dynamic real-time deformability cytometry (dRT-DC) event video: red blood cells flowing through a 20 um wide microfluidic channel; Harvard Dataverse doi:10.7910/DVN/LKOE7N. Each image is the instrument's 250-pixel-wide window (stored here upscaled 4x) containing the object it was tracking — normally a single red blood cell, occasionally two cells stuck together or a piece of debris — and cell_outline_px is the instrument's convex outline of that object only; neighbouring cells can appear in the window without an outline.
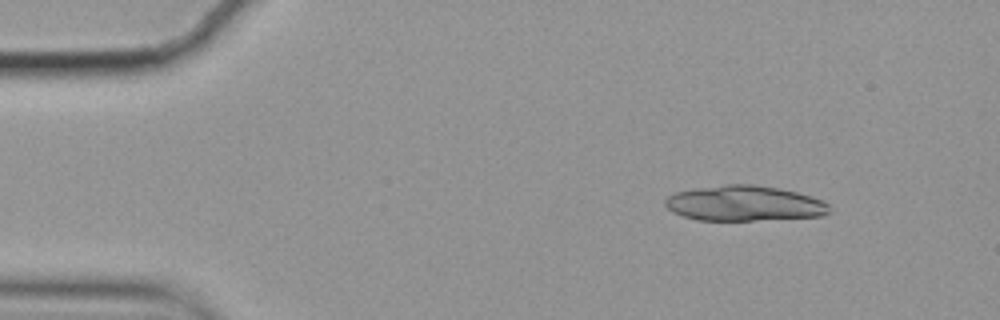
{"species": "common noctule bat (a hibernating species)", "species_latin": "Nyctalus noctula", "temperature_condition": "cold", "stored_images_in_passage": 30, "camera_frame_rate_fps": 3000, "um_per_image_px": 0.085, "animal": {"sex": "female", "body_mass_g": 19.9}, "frame": {"image": 1, "passage_image": 1, "time_ms": 0.0, "image_size_px": [1000, 320], "cell_outline_px": [[832, 212], [824, 216], [752, 220], [696, 220], [672, 212], [664, 204], [664, 200], [668, 196], [676, 192], [692, 188], [724, 184], [752, 184], [776, 188], [796, 192], [812, 196], [824, 200], [828, 204]], "centroid_in_image_um": [63.27, 17.28], "position_along_channel_um": 21.7, "area_um2": 33.99}}
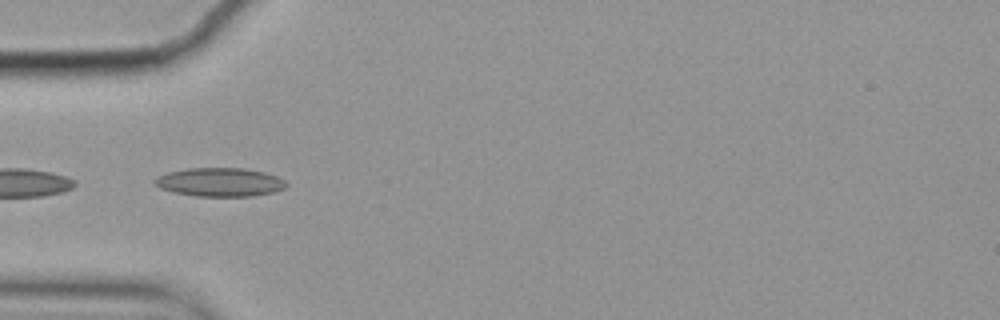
{"frame": {"image": 2, "passage_image": 12, "time_ms": 3.667, "image_size_px": [1000, 320], "cell_outline_px": [[288, 184], [284, 188], [276, 192], [252, 196], [196, 196], [172, 192], [160, 188], [152, 184], [152, 180], [156, 176], [168, 172], [188, 168], [244, 168], [264, 172], [276, 176], [284, 180]], "centroid_in_image_um": [18.65, 15.48], "position_along_channel_um": 66.4, "area_um2": 22.2}}
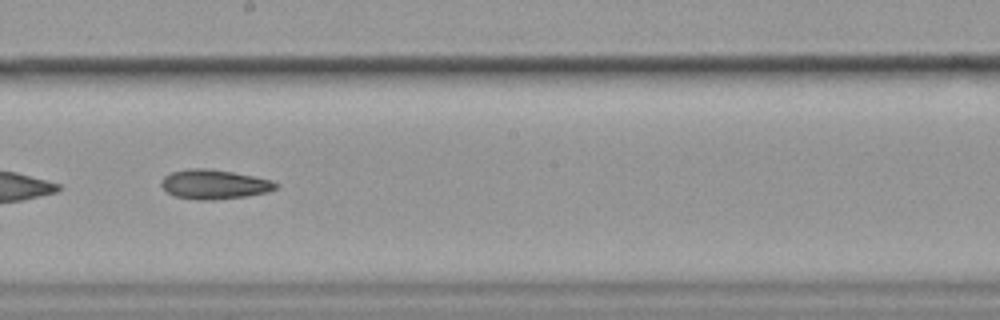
{"frame": {"image": 3, "passage_image": 26, "time_ms": 8.333, "image_size_px": [1000, 320], "cell_outline_px": [[280, 184], [276, 188], [268, 192], [244, 196], [216, 200], [196, 200], [176, 196], [168, 192], [160, 184], [160, 180], [164, 176], [172, 172], [188, 168], [208, 168], [232, 172], [272, 180]], "centroid_in_image_um": [18.2, 15.66], "position_along_channel_um": 230.0, "area_um2": 19.65}}